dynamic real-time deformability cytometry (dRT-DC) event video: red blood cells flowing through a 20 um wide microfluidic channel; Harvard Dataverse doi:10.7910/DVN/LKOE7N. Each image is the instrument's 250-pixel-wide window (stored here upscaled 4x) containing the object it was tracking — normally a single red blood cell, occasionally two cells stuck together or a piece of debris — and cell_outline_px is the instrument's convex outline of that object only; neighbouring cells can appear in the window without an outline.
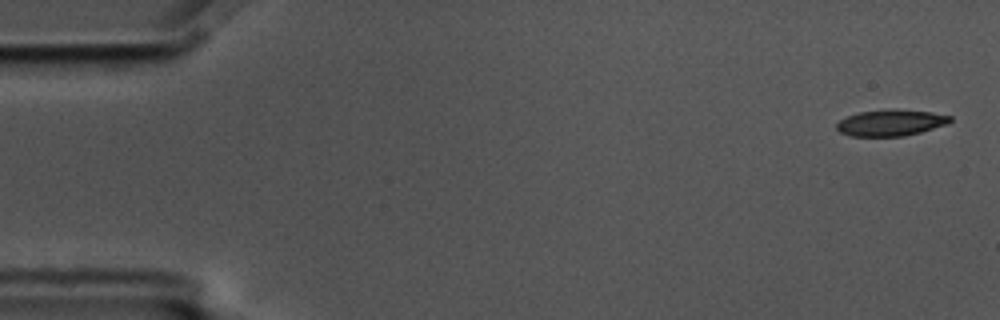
{"species": "common noctule bat (a hibernating species)", "species_latin": "Nyctalus noctula", "temperature_condition": "cold", "stored_images_in_passage": 6, "segment_of_instrument_passage": [1, 2], "camera_frame_rate_fps": 3000, "um_per_image_px": 0.085, "animal": {"sex": "male", "body_mass_g": 17.5, "forearm_length_mm": 52.3}, "frame": {"image": 1, "passage_image": 1, "time_ms": 0.0, "image_size_px": [1000, 320], "cell_outline_px": [[952, 120], [948, 124], [920, 132], [904, 136], [852, 136], [840, 132], [836, 128], [836, 124], [840, 120], [848, 116], [860, 112], [888, 108], [896, 108], [932, 112], [952, 116]], "centroid_in_image_um": [75.74, 10.42], "position_along_channel_um": 9.3, "area_um2": 17.57}}